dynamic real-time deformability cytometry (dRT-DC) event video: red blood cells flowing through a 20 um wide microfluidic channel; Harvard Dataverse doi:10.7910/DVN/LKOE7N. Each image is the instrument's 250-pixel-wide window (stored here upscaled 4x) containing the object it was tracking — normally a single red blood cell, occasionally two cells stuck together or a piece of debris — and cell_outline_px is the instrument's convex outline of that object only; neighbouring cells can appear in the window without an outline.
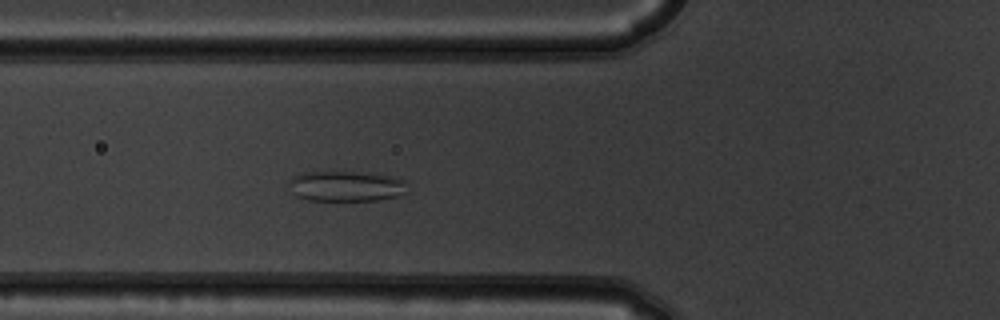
{"species": "common noctule bat (a hibernating species)", "species_latin": "Nyctalus noctula", "temperature_condition": "warm", "stored_images_in_passage": 6, "camera_frame_rate_fps": 3000, "um_per_image_px": 0.085, "animal": {"sex": "male", "body_mass_g": 19.5, "forearm_length_mm": 54.6}, "frame": {"image": 1, "passage_image": 5, "time_ms": 1.333, "image_size_px": [1000, 320], "cell_outline_px": [[408, 192], [400, 196], [380, 200], [308, 200], [296, 196], [292, 192], [288, 184], [292, 176], [300, 172], [356, 172], [392, 176], [404, 180]], "centroid_in_image_um": [29.41, 15.83], "position_along_channel_um": 96.4, "area_um2": 21.15}}